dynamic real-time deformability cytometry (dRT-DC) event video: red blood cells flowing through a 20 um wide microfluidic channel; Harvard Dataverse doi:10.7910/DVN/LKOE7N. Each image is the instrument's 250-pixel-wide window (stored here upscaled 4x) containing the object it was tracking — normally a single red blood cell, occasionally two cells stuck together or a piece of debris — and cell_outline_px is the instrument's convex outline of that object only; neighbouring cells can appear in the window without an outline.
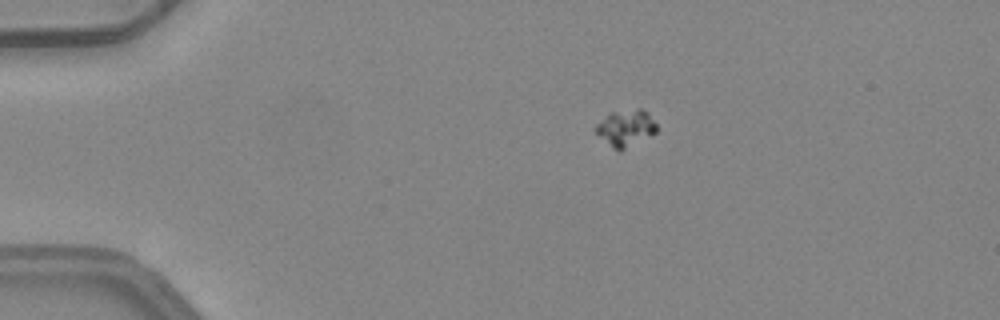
{"species": "common noctule bat (a hibernating species)", "species_latin": "Nyctalus noctula", "temperature_condition": "warm", "stored_images_in_passage": 3, "camera_frame_rate_fps": 3000, "um_per_image_px": 0.085, "animal": {"sex": "female", "body_mass_g": 24.6, "forearm_length_mm": 56.2}, "frame": {"image": 1, "passage_image": 2, "time_ms": 0.333, "image_size_px": [1000, 320], "cell_outline_px": [[656, 132], [620, 152], [612, 148], [596, 132], [596, 124], [608, 112], [636, 108], [644, 108], [648, 112], [656, 124]], "centroid_in_image_um": [53.18, 10.85], "position_along_channel_um": 31.8, "area_um2": 13.06}}